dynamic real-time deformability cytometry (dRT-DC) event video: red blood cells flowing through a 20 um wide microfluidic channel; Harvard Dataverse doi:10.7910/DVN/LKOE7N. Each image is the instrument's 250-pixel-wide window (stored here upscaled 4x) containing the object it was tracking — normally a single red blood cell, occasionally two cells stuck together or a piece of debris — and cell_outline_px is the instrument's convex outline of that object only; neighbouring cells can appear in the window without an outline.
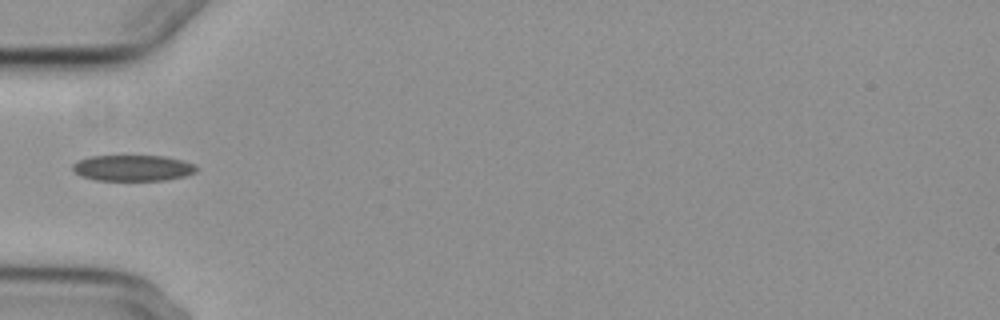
{"species": "common noctule bat (a hibernating species)", "species_latin": "Nyctalus noctula", "temperature_condition": "cold", "stored_images_in_passage": 3, "camera_frame_rate_fps": 3000, "um_per_image_px": 0.085, "animal": {"sex": "female", "body_mass_g": 29.2, "forearm_length_mm": 56.3}, "frame": {"image": 1, "passage_image": 3, "time_ms": 3.333, "image_size_px": [1000, 320], "cell_outline_px": [[196, 172], [184, 176], [164, 180], [96, 180], [80, 176], [72, 168], [72, 164], [76, 160], [92, 156], [164, 156], [196, 164]], "centroid_in_image_um": [11.26, 14.28], "position_along_channel_um": 73.7, "area_um2": 18.67}}